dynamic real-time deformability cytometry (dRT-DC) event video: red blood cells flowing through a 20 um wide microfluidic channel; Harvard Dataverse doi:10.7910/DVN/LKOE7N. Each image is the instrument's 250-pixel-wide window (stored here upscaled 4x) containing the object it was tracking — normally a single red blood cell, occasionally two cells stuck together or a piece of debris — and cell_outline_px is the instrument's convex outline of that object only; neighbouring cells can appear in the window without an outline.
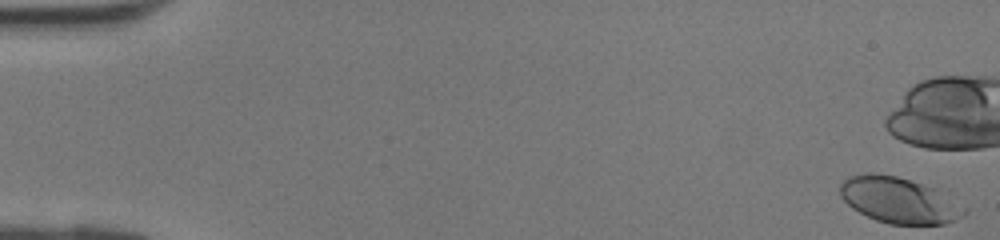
{"species": "human", "species_latin": "Homo sapiens", "temperature_condition": "room temperature", "stored_images_in_passage": 12, "camera_frame_rate_fps": 3000, "um_per_image_px": 0.085, "donor": {"sex": "female"}, "frame": {"image": 1, "passage_image": 1, "time_ms": 0.0, "image_size_px": [1000, 240], "cell_outline_px": [[968, 212], [944, 224], [888, 224], [876, 220], [852, 208], [840, 196], [840, 184], [848, 176], [868, 172], [876, 172], [896, 176], [936, 188], [968, 208]], "centroid_in_image_um": [76.41, 17.0], "position_along_channel_um": 8.6, "area_um2": 33.29}}